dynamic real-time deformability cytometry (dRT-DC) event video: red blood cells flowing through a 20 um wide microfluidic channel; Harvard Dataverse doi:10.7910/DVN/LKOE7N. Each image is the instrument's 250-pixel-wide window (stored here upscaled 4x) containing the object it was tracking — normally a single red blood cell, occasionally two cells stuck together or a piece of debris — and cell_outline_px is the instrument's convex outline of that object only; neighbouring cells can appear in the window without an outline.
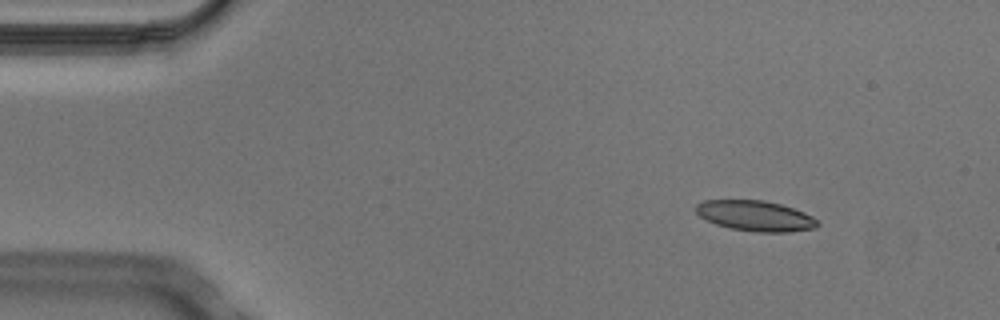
{"species": "Egyptian fruit bat (a non-hibernating species)", "species_latin": "Rousettus aegyptiacus", "temperature_condition": "cold", "stored_images_in_passage": 3, "camera_frame_rate_fps": 3000, "um_per_image_px": 0.085, "animal": {"sex": "male"}, "frame": {"image": 1, "passage_image": 1, "time_ms": 0.0, "image_size_px": [1000, 320], "cell_outline_px": [[820, 224], [816, 228], [788, 232], [756, 232], [732, 228], [716, 224], [700, 216], [696, 212], [696, 204], [704, 200], [764, 200], [780, 204], [804, 212], [820, 220]], "centroid_in_image_um": [64.25, 18.35], "position_along_channel_um": 20.8, "area_um2": 21.56}}